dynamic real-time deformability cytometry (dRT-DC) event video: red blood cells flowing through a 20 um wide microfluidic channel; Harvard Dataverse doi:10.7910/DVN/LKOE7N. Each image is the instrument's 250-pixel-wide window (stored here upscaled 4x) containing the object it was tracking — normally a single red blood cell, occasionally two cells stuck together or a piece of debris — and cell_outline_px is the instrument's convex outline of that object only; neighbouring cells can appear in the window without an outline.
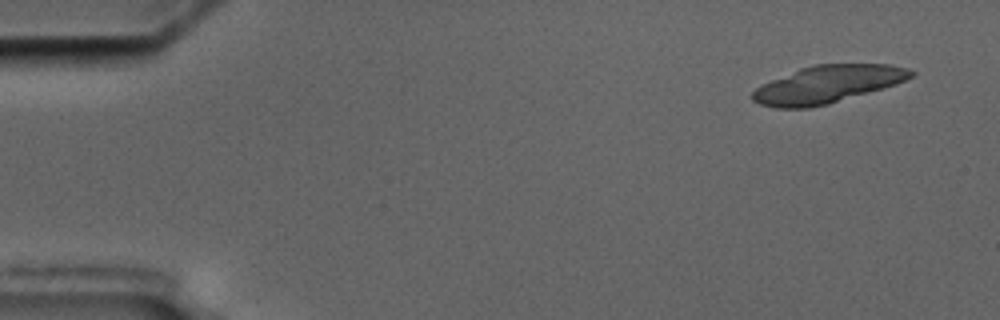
{"species": "common noctule bat (a hibernating species)", "species_latin": "Nyctalus noctula", "temperature_condition": "cold", "stored_images_in_passage": 8, "camera_frame_rate_fps": 3000, "um_per_image_px": 0.085, "animal": {"sex": "male", "body_mass_g": 17.5, "forearm_length_mm": 52.3}, "frame": {"image": 1, "passage_image": 1, "time_ms": 0.0, "image_size_px": [1000, 320], "cell_outline_px": [[916, 72], [912, 76], [896, 84], [828, 104], [808, 108], [776, 108], [760, 104], [752, 100], [752, 92], [760, 84], [800, 68], [812, 64], [888, 64], [908, 68]], "centroid_in_image_um": [70.3, 7.16], "position_along_channel_um": 14.7, "area_um2": 34.51}}